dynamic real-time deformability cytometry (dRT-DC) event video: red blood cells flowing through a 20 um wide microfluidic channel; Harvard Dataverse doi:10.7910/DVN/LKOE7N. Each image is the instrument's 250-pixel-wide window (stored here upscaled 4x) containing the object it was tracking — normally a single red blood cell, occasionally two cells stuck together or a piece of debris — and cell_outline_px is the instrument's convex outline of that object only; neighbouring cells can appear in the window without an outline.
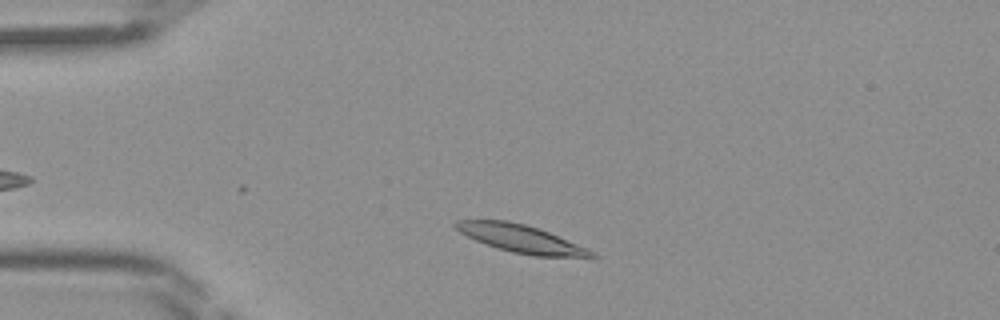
{"species": "Egyptian fruit bat (a non-hibernating species)", "species_latin": "Rousettus aegyptiacus", "temperature_condition": "room temperature", "stored_images_in_passage": 30, "camera_frame_rate_fps": 3000, "um_per_image_px": 0.085, "frame": {"image": 1, "passage_image": 4, "time_ms": 1.0, "image_size_px": [1000, 320], "cell_outline_px": [[600, 256], [596, 260], [532, 256], [512, 252], [476, 240], [460, 232], [452, 224], [456, 220], [508, 220], [524, 224], [548, 232], [588, 248], [596, 252]], "centroid_in_image_um": [44.48, 20.35], "position_along_channel_um": 40.5, "area_um2": 22.48}}
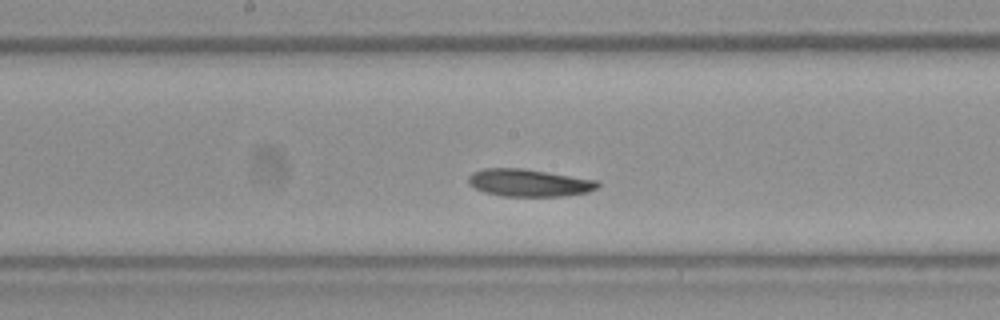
{"frame": {"image": 2, "passage_image": 17, "time_ms": 5.333, "image_size_px": [1000, 320], "cell_outline_px": [[600, 184], [596, 188], [588, 192], [564, 196], [500, 196], [484, 192], [468, 184], [468, 176], [472, 172], [484, 168], [524, 168], [600, 180]], "centroid_in_image_um": [44.97, 15.53], "position_along_channel_um": 203.2, "area_um2": 20.92}}
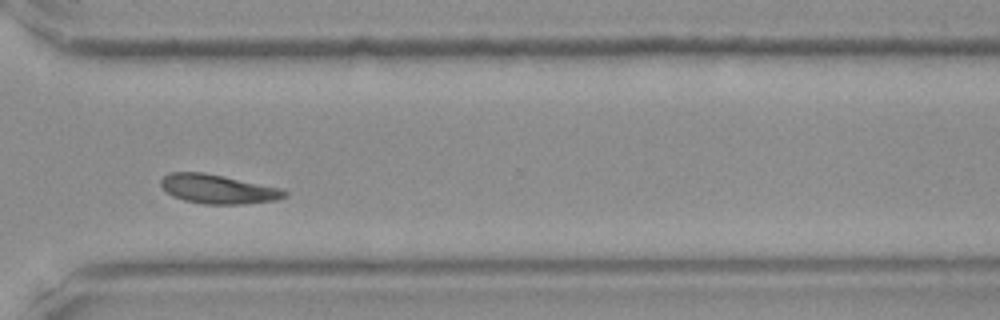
{"frame": {"image": 3, "passage_image": 27, "time_ms": 8.667, "image_size_px": [1000, 320], "cell_outline_px": [[288, 196], [276, 200], [240, 204], [204, 204], [184, 200], [172, 196], [160, 184], [160, 180], [168, 172], [204, 172], [284, 188], [288, 192]], "centroid_in_image_um": [18.56, 16.06], "position_along_channel_um": 352.0, "area_um2": 21.15}}